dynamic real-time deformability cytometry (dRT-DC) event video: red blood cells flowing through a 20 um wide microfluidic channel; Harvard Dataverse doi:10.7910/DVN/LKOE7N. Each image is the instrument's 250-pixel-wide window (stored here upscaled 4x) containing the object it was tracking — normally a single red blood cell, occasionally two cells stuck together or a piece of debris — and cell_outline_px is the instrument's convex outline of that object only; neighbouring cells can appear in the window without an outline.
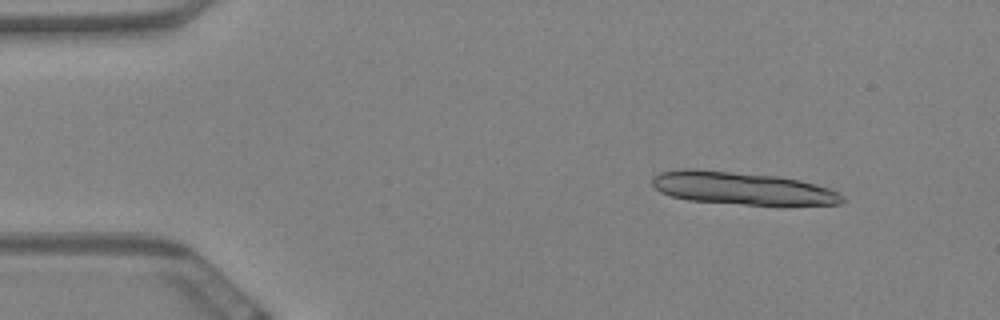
{"species": "Egyptian fruit bat (a non-hibernating species)", "species_latin": "Rousettus aegyptiacus", "temperature_condition": "warm", "stored_images_in_passage": 10, "camera_frame_rate_fps": 3000, "um_per_image_px": 0.085, "animal": {"sex": "female"}, "frame": {"image": 1, "passage_image": 1, "time_ms": 0.0, "image_size_px": [1000, 320], "cell_outline_px": [[848, 200], [840, 204], [784, 208], [688, 200], [672, 196], [660, 192], [652, 184], [652, 176], [660, 172], [680, 168], [696, 168], [776, 176], [800, 180], [832, 188], [840, 192]], "centroid_in_image_um": [63.22, 16.04], "position_along_channel_um": 21.8, "area_um2": 37.92}}